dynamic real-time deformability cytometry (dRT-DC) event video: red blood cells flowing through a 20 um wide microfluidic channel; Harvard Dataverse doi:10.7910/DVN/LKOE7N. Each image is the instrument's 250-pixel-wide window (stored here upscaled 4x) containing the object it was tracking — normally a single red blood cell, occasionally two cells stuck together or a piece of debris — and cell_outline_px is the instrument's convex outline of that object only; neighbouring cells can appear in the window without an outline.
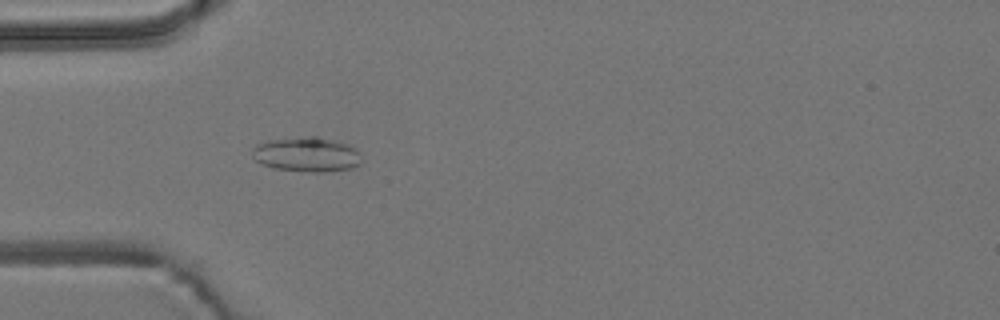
{"species": "common noctule bat (a hibernating species)", "species_latin": "Nyctalus noctula", "temperature_condition": "room temperature", "stored_images_in_passage": 4, "camera_frame_rate_fps": 3000, "um_per_image_px": 0.085, "animal": {"sex": "male", "body_mass_g": 19.2, "forearm_length_mm": 51.8}, "frame": {"image": 1, "passage_image": 4, "time_ms": 1.0, "image_size_px": [1000, 320], "cell_outline_px": [[360, 164], [348, 168], [324, 172], [308, 172], [272, 168], [260, 164], [252, 156], [252, 148], [256, 144], [268, 140], [312, 136], [316, 136], [348, 144], [356, 148], [360, 152]], "centroid_in_image_um": [26.04, 13.13], "position_along_channel_um": 59.0, "area_um2": 22.14}}